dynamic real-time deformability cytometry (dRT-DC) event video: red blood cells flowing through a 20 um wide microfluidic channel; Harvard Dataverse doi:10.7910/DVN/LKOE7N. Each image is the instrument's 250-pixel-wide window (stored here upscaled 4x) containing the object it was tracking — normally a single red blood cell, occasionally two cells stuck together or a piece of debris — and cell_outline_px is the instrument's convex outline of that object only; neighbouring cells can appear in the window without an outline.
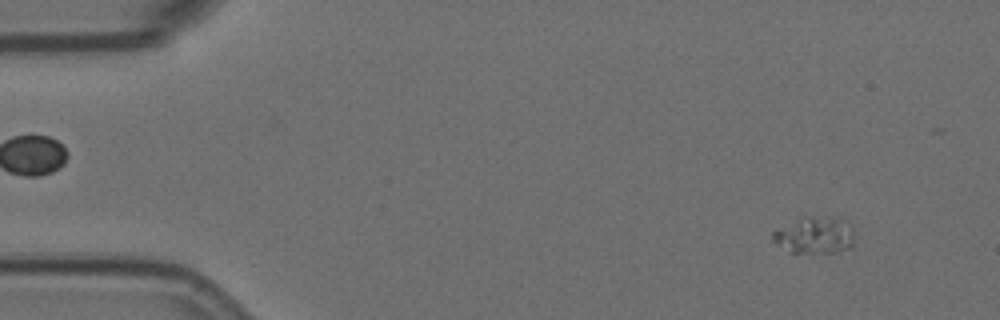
{"species": "Egyptian fruit bat (a non-hibernating species)", "species_latin": "Rousettus aegyptiacus", "temperature_condition": "room temperature", "stored_images_in_passage": 4, "camera_frame_rate_fps": 3000, "um_per_image_px": 0.085, "animal": {"sex": "female"}, "frame": {"image": 1, "passage_image": 1, "time_ms": 0.0, "image_size_px": [1000, 320], "cell_outline_px": [[852, 248], [840, 252], [788, 252], [776, 244], [772, 240], [772, 232], [808, 216], [840, 216], [852, 224]], "centroid_in_image_um": [69.32, 19.99], "position_along_channel_um": 15.7, "area_um2": 17.57}}
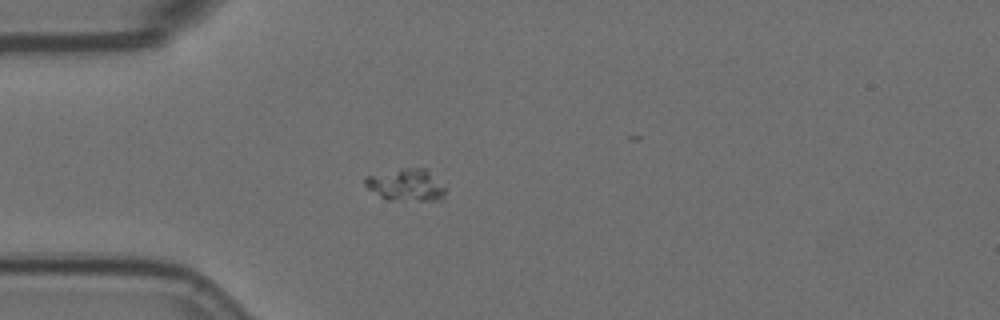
{"frame": {"image": 2, "passage_image": 4, "time_ms": 1.0, "image_size_px": [1000, 320], "cell_outline_px": [[444, 200], [384, 200], [368, 188], [364, 184], [364, 176], [400, 168], [428, 168], [444, 188]], "centroid_in_image_um": [34.48, 15.71], "position_along_channel_um": 50.5, "area_um2": 15.2}}